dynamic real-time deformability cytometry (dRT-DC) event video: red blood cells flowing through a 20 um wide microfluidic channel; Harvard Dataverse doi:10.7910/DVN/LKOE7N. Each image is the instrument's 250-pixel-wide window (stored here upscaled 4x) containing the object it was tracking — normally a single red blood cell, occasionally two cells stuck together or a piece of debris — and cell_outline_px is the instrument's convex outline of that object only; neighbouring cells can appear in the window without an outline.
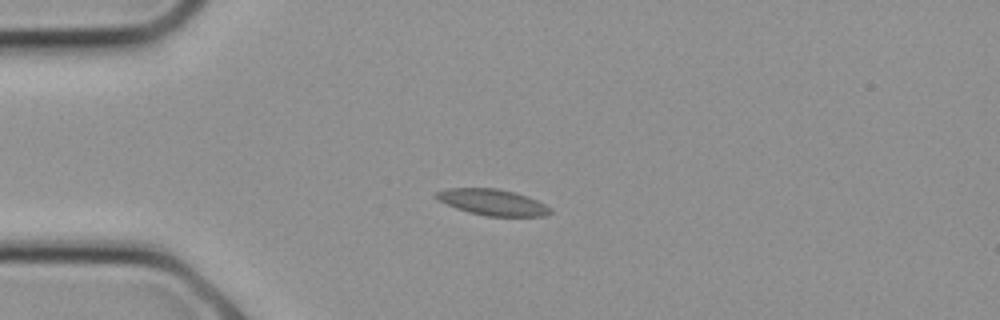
{"species": "common noctule bat (a hibernating species)", "species_latin": "Nyctalus noctula", "temperature_condition": "cold", "stored_images_in_passage": 9, "camera_frame_rate_fps": 3000, "um_per_image_px": 0.085, "animal": {"sex": "female", "body_mass_g": 21.9}, "frame": {"image": 1, "passage_image": 6, "time_ms": 1.667, "image_size_px": [1000, 320], "cell_outline_px": [[552, 212], [544, 216], [484, 216], [468, 212], [456, 208], [432, 196], [436, 192], [448, 188], [496, 188], [516, 192], [528, 196], [552, 208]], "centroid_in_image_um": [41.88, 17.19], "position_along_channel_um": 43.1, "area_um2": 17.4}}
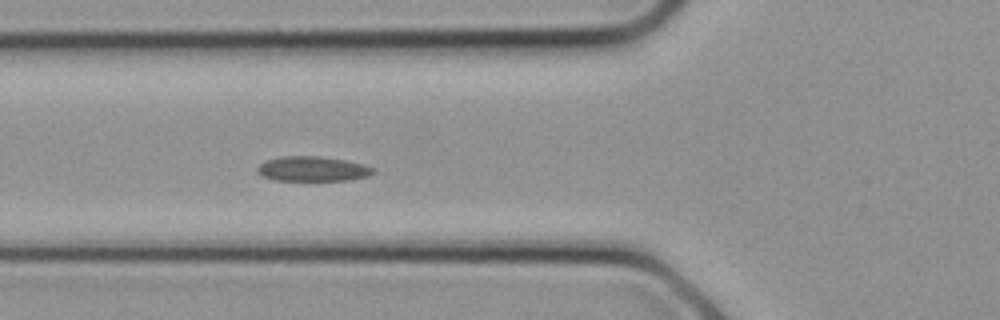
{"frame": {"image": 2, "passage_image": 9, "time_ms": 2.667, "image_size_px": [1000, 320], "cell_outline_px": [[372, 172], [368, 176], [348, 180], [276, 180], [264, 176], [256, 168], [260, 164], [268, 160], [280, 156], [320, 156], [344, 160], [364, 164], [372, 168]], "centroid_in_image_um": [26.57, 14.34], "position_along_channel_um": 99.2, "area_um2": 16.42}}